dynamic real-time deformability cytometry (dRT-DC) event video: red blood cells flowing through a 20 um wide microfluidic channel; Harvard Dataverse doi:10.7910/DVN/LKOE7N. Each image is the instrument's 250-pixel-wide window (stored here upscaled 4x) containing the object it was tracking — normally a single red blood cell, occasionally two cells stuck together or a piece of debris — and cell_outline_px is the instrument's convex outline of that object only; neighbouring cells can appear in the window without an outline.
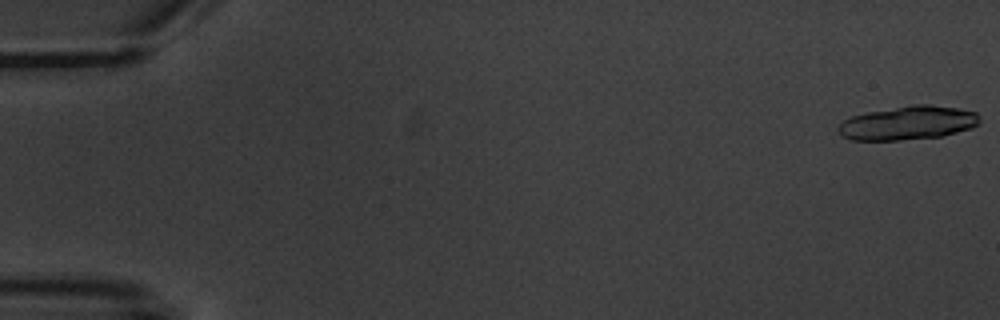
{"species": "common noctule bat (a hibernating species)", "species_latin": "Nyctalus noctula", "temperature_condition": "warm", "stored_images_in_passage": 4, "camera_frame_rate_fps": 3000, "um_per_image_px": 0.085, "animal": {"sex": "male", "body_mass_g": 20.1, "forearm_length_mm": 53.5}, "frame": {"image": 1, "passage_image": 1, "time_ms": 0.0, "image_size_px": [1000, 320], "cell_outline_px": [[980, 124], [972, 128], [940, 136], [900, 140], [852, 140], [840, 136], [836, 128], [844, 120], [852, 116], [868, 112], [912, 104], [928, 104], [960, 108], [976, 112], [980, 116]], "centroid_in_image_um": [77.19, 10.44], "position_along_channel_um": 7.8, "area_um2": 27.98}}